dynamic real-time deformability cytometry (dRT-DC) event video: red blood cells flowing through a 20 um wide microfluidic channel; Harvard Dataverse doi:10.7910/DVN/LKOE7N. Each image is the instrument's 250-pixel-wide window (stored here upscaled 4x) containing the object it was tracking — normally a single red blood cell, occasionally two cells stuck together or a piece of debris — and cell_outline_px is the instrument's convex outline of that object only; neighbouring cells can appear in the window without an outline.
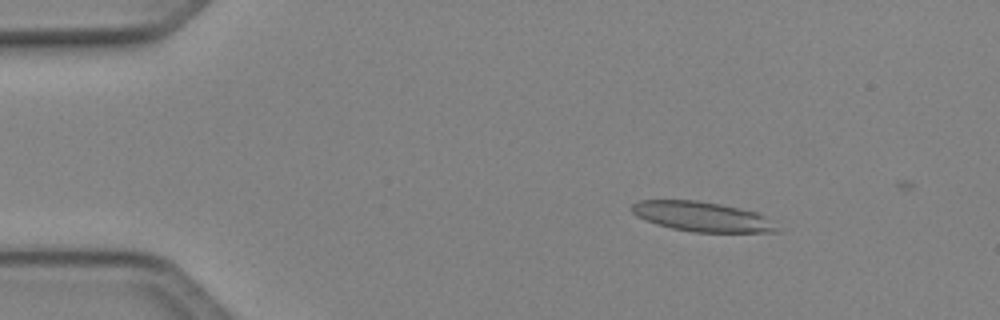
{"species": "Egyptian fruit bat (a non-hibernating species)", "species_latin": "Rousettus aegyptiacus", "temperature_condition": "cold", "stored_images_in_passage": 14, "camera_frame_rate_fps": 3000, "um_per_image_px": 0.085, "animal": {"sex": "female"}, "frame": {"image": 1, "passage_image": 8, "time_ms": 2.333, "image_size_px": [1000, 320], "cell_outline_px": [[780, 232], [692, 232], [672, 228], [656, 224], [636, 216], [632, 212], [632, 204], [640, 200], [696, 200], [720, 204], [740, 208], [756, 212], [764, 216], [780, 228]], "centroid_in_image_um": [59.68, 18.41], "position_along_channel_um": 25.3, "area_um2": 25.14}}